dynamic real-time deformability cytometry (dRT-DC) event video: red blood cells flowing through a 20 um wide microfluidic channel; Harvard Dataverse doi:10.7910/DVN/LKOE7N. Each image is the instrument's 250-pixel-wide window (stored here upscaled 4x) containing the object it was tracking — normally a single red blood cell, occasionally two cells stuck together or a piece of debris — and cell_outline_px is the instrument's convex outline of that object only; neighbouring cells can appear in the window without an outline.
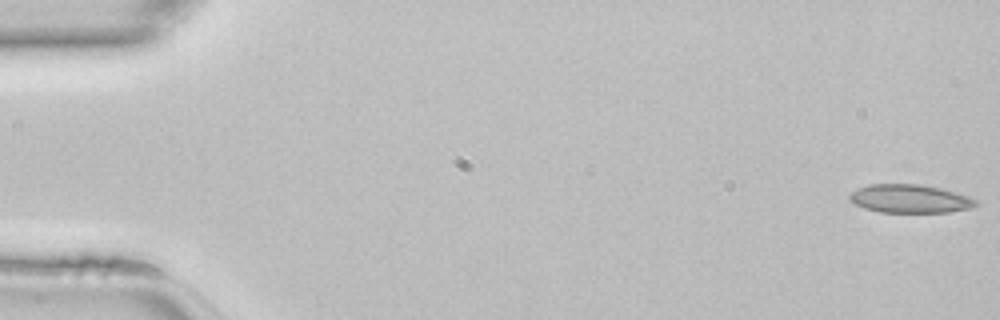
{"species": "common noctule bat (a hibernating species)", "species_latin": "Nyctalus noctula", "temperature_condition": "room temperature", "stored_images_in_passage": 46, "camera_frame_rate_fps": 3000, "um_per_image_px": 0.085, "animal": {"sex": "female", "body_mass_g": 22.7, "forearm_length_mm": 54.2}, "frame": {"image": 1, "passage_image": 1, "time_ms": 0.0, "image_size_px": [1000, 320], "cell_outline_px": [[980, 204], [972, 208], [948, 212], [880, 212], [864, 208], [848, 200], [848, 196], [852, 192], [868, 184], [920, 184], [940, 188], [956, 192], [980, 200]], "centroid_in_image_um": [77.39, 16.89], "position_along_channel_um": 7.6, "area_um2": 21.04}}
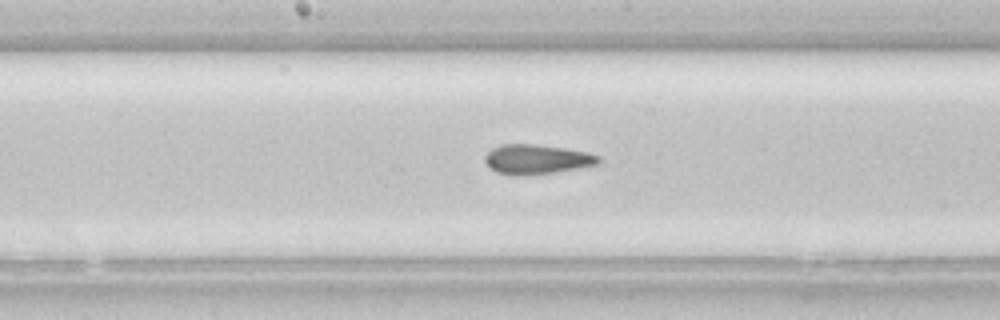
{"frame": {"image": 2, "passage_image": 24, "time_ms": 7.667, "image_size_px": [1000, 320], "cell_outline_px": [[604, 160], [600, 164], [556, 172], [528, 176], [512, 176], [496, 172], [484, 160], [484, 156], [492, 148], [500, 144], [536, 144], [564, 148], [588, 152], [600, 156]], "centroid_in_image_um": [45.66, 13.55], "position_along_channel_um": 202.5, "area_um2": 20.0}}
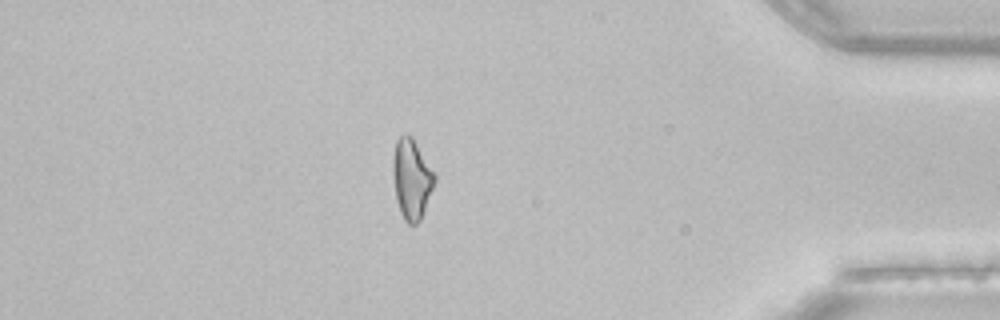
{"frame": {"image": 3, "passage_image": 40, "time_ms": 13.0, "image_size_px": [1000, 320], "cell_outline_px": [[436, 180], [420, 220], [416, 224], [408, 224], [404, 220], [400, 212], [396, 200], [392, 172], [392, 160], [396, 140], [400, 136], [412, 136], [436, 176]], "centroid_in_image_um": [34.97, 15.23], "position_along_channel_um": 400.2, "area_um2": 19.31}}